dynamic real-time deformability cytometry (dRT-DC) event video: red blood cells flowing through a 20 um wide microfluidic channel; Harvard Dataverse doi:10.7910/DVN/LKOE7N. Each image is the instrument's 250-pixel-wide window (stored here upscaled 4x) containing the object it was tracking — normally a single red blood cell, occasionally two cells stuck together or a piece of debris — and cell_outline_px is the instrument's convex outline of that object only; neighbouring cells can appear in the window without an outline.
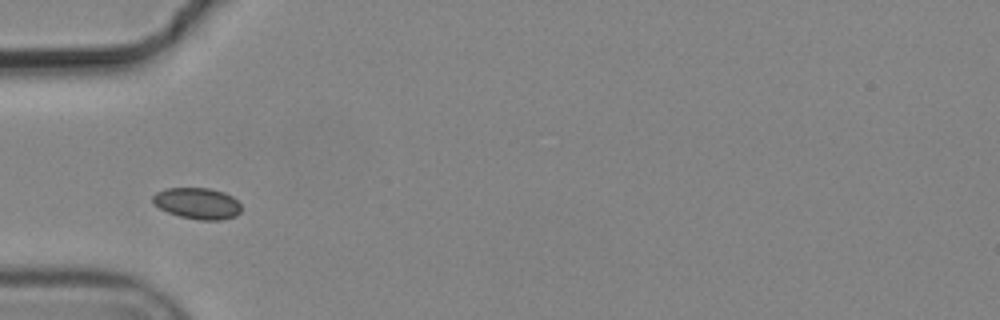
{"species": "common noctule bat (a hibernating species)", "species_latin": "Nyctalus noctula", "temperature_condition": "cold", "stored_images_in_passage": 7, "camera_frame_rate_fps": 3000, "um_per_image_px": 0.085, "animal": {"sex": "male", "body_mass_g": 19.2, "forearm_length_mm": 51.8}, "frame": {"image": 1, "passage_image": 1, "time_ms": 0.0, "image_size_px": [1000, 320], "cell_outline_px": [[240, 212], [236, 216], [224, 220], [200, 220], [180, 216], [168, 212], [152, 204], [152, 196], [156, 192], [168, 188], [208, 188], [224, 192], [232, 196], [240, 204]], "centroid_in_image_um": [16.77, 17.29], "position_along_channel_um": 68.2, "area_um2": 16.18}}
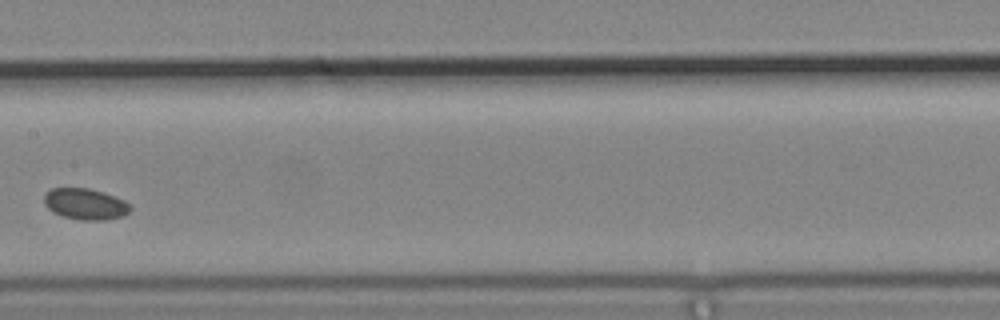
{"frame": {"image": 2, "passage_image": 4, "time_ms": 1.0, "image_size_px": [1000, 320], "cell_outline_px": [[132, 208], [124, 216], [104, 220], [80, 220], [64, 216], [52, 212], [44, 204], [44, 192], [52, 188], [88, 188], [104, 192], [124, 200]], "centroid_in_image_um": [7.23, 17.34], "position_along_channel_um": 200.2, "area_um2": 15.72}}
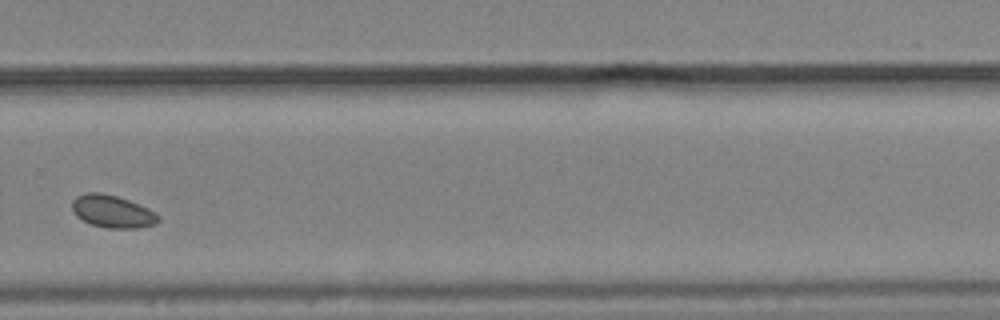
{"frame": {"image": 3, "passage_image": 7, "time_ms": 2.0, "image_size_px": [1000, 320], "cell_outline_px": [[160, 220], [156, 224], [136, 228], [108, 228], [92, 224], [76, 216], [72, 208], [72, 200], [76, 196], [88, 192], [100, 192], [116, 196], [128, 200], [148, 208], [156, 212], [160, 216]], "centroid_in_image_um": [9.57, 17.97], "position_along_channel_um": 320.2, "area_um2": 16.3}}